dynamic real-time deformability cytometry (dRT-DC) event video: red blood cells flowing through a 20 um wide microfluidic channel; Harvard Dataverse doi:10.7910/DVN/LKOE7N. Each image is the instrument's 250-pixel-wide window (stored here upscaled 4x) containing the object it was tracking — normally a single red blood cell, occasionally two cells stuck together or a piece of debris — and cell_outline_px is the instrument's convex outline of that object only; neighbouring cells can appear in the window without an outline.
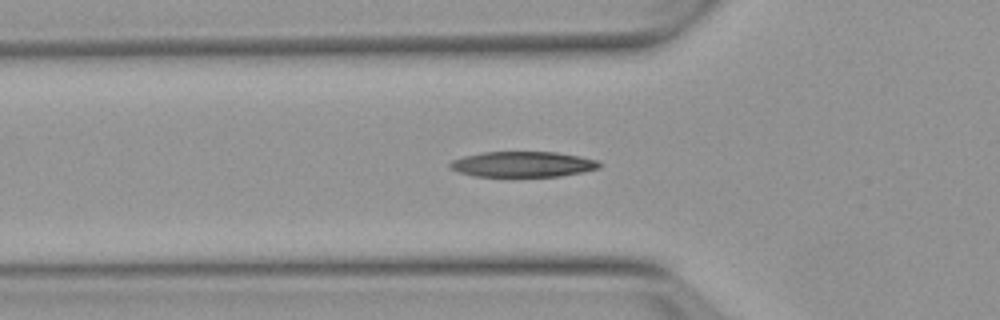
{"species": "Egyptian fruit bat (a non-hibernating species)", "species_latin": "Rousettus aegyptiacus", "temperature_condition": "warm", "stored_images_in_passage": 41, "camera_frame_rate_fps": 3000, "um_per_image_px": 0.085, "animal": {"sex": "female"}, "frame": {"image": 1, "passage_image": 5, "time_ms": 1.333, "image_size_px": [1000, 320], "cell_outline_px": [[600, 168], [584, 172], [560, 176], [472, 176], [460, 172], [452, 168], [448, 164], [452, 160], [464, 156], [484, 152], [556, 152], [580, 156], [596, 160], [600, 164]], "centroid_in_image_um": [44.46, 13.96], "position_along_channel_um": 81.3, "area_um2": 22.08}}
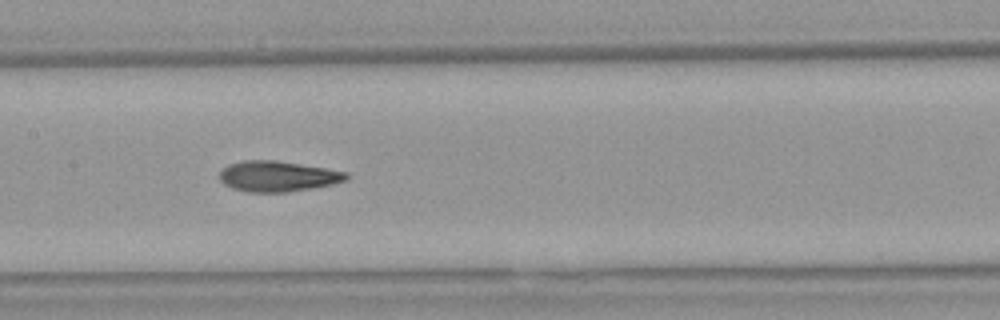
{"frame": {"image": 2, "passage_image": 13, "time_ms": 4.0, "image_size_px": [1000, 320], "cell_outline_px": [[348, 176], [344, 180], [332, 184], [284, 192], [248, 192], [232, 188], [224, 184], [220, 180], [220, 172], [228, 164], [244, 160], [276, 160], [348, 172]], "centroid_in_image_um": [23.55, 14.97], "position_along_channel_um": 183.8, "area_um2": 22.25}}
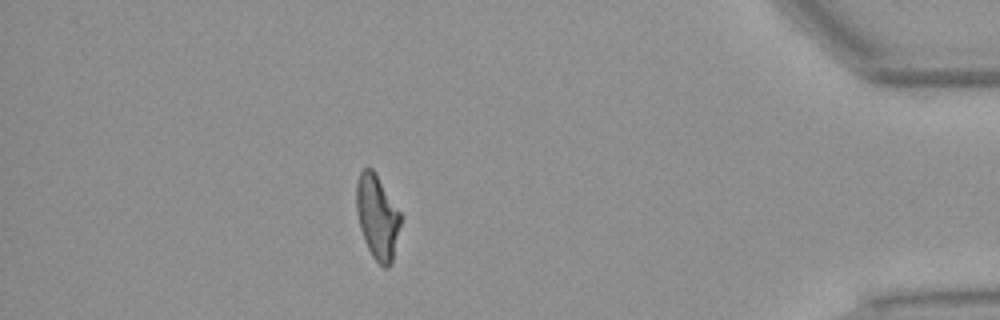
{"frame": {"image": 3, "passage_image": 34, "time_ms": 11.0, "image_size_px": [1000, 320], "cell_outline_px": [[400, 224], [392, 264], [388, 268], [384, 268], [372, 256], [364, 240], [360, 228], [356, 212], [356, 184], [360, 172], [364, 168], [372, 168], [376, 172], [400, 212]], "centroid_in_image_um": [32.06, 18.44], "position_along_channel_um": 403.1, "area_um2": 21.73}}